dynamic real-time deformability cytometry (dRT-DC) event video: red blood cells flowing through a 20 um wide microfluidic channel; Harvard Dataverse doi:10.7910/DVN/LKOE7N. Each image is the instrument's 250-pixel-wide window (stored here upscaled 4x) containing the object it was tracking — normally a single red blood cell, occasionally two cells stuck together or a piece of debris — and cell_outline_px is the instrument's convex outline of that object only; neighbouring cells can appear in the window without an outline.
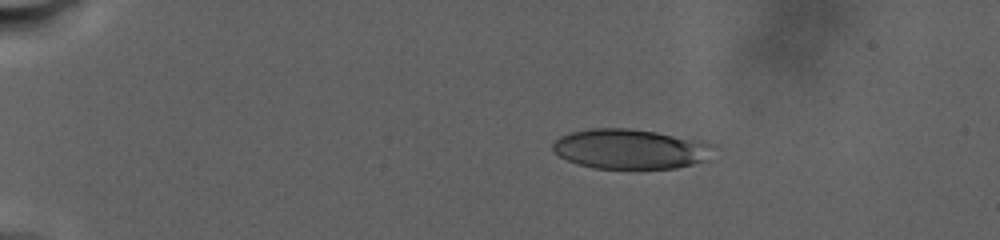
{"species": "human", "species_latin": "Homo sapiens", "temperature_condition": "warm", "stored_images_in_passage": 53, "camera_frame_rate_fps": 3000, "um_per_image_px": 0.085, "donor": {"sex": "male"}, "frame": {"image": 1, "passage_image": 8, "time_ms": 5.333, "image_size_px": [1000, 240], "cell_outline_px": [[716, 144], [708, 160], [676, 168], [592, 168], [576, 164], [560, 156], [552, 148], [552, 144], [560, 136], [572, 132], [588, 128], [628, 128], [656, 132], [700, 140]], "centroid_in_image_um": [53.6, 12.66], "position_along_channel_um": 31.4, "area_um2": 37.45}}
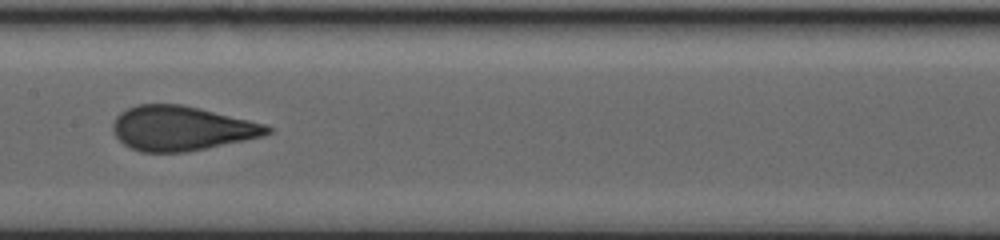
{"frame": {"image": 2, "passage_image": 26, "time_ms": 16.0, "image_size_px": [1000, 240], "cell_outline_px": [[272, 132], [264, 136], [188, 152], [140, 152], [124, 144], [112, 132], [112, 124], [116, 116], [120, 112], [136, 104], [184, 104], [264, 124], [272, 128]], "centroid_in_image_um": [15.4, 10.9], "position_along_channel_um": 192.0, "area_um2": 40.11}}
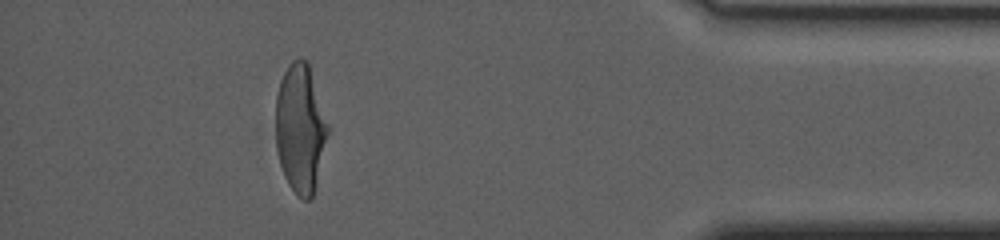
{"frame": {"image": 3, "passage_image": 46, "time_ms": 26.667, "image_size_px": [1000, 240], "cell_outline_px": [[328, 132], [316, 184], [312, 196], [308, 200], [304, 200], [288, 184], [284, 176], [280, 164], [276, 148], [276, 92], [280, 80], [288, 64], [292, 60], [300, 56], [308, 60], [328, 124]], "centroid_in_image_um": [25.51, 10.84], "position_along_channel_um": 409.7, "area_um2": 39.07}, "authors_computed_cell_mechanics": {"area_um2": 39.304, "velocity_mm_per_s": 2.3946, "shape_relaxation_time_tau1_ms": 8.6515, "shape_relaxation_time_tau2_ms": 1.1021, "deformation_change_tau1": 0.2182, "deformation_change_tau2": 0.0802}}